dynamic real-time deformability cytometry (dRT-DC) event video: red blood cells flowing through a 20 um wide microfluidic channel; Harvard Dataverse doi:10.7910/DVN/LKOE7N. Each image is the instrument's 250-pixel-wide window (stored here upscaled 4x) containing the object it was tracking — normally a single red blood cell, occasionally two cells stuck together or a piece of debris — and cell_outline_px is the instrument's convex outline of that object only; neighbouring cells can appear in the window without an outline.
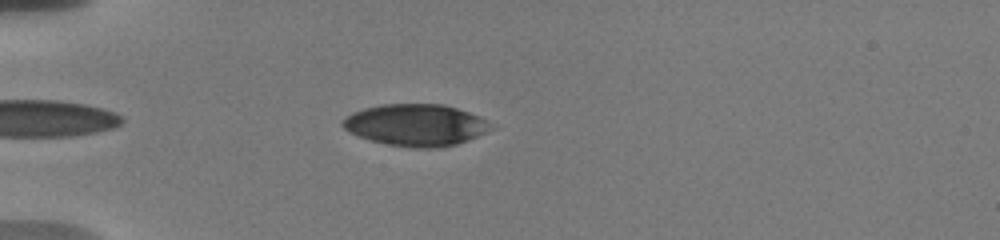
{"species": "human", "species_latin": "Homo sapiens", "temperature_condition": "warm", "stored_images_in_passage": 44, "camera_frame_rate_fps": 3000, "um_per_image_px": 0.085, "donor": {"sex": "male"}, "frame": {"image": 1, "passage_image": 5, "time_ms": 1.333, "image_size_px": [1000, 240], "cell_outline_px": [[492, 128], [468, 140], [456, 144], [440, 148], [416, 148], [388, 144], [372, 140], [348, 132], [340, 124], [352, 112], [364, 108], [380, 104], [444, 104], [468, 112], [484, 120]], "centroid_in_image_um": [35.3, 10.62], "position_along_channel_um": 49.7, "area_um2": 35.6}}
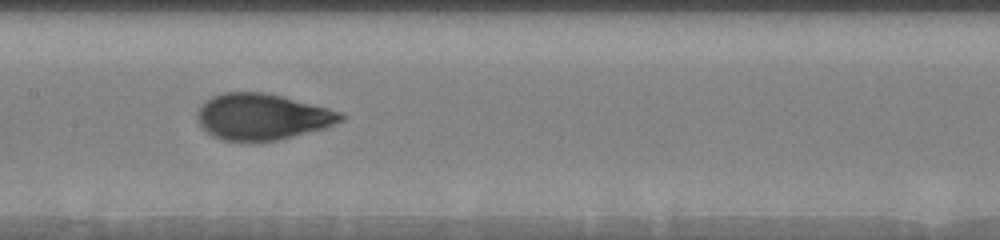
{"frame": {"image": 2, "passage_image": 18, "time_ms": 5.667, "image_size_px": [1000, 240], "cell_outline_px": [[348, 116], [344, 120], [324, 128], [276, 140], [224, 140], [212, 136], [196, 120], [196, 112], [200, 104], [204, 100], [212, 96], [224, 92], [264, 92], [344, 112]], "centroid_in_image_um": [22.27, 9.9], "position_along_channel_um": 185.1, "area_um2": 38.44}}
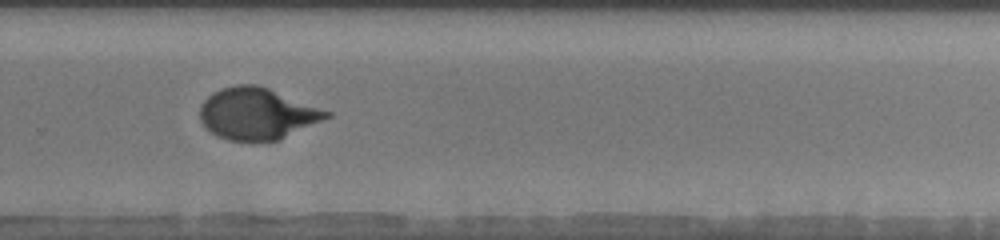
{"frame": {"image": 3, "passage_image": 28, "time_ms": 9.0, "image_size_px": [1000, 240], "cell_outline_px": [[332, 116], [280, 140], [228, 140], [216, 136], [200, 120], [200, 104], [212, 92], [220, 88], [236, 84], [256, 84], [268, 88], [332, 112]], "centroid_in_image_um": [21.85, 9.65], "position_along_channel_um": 307.9, "area_um2": 37.97}, "authors_computed_cell_mechanics": {"area_um2": 38.3792, "velocity_mm_per_s": 3.7057, "shape_relaxation_time_tau1_ms": 3.7115, "shape_relaxation_time_tau2_ms": null, "deformation_change_tau1": 0.205, "deformation_change_tau2": null}}